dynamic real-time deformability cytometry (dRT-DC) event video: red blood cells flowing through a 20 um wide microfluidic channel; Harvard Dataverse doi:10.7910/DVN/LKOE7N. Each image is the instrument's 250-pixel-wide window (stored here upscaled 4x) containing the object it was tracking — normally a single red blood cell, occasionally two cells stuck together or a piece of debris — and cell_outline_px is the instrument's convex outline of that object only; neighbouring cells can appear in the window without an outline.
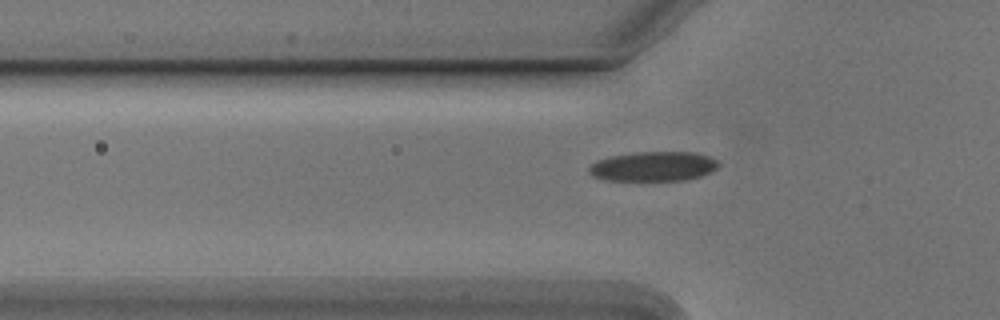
{"species": "Egyptian fruit bat (a non-hibernating species)", "species_latin": "Rousettus aegyptiacus", "temperature_condition": "cold", "stored_images_in_passage": 38, "camera_frame_rate_fps": 3000, "um_per_image_px": 0.085, "animal": {"sex": "male"}, "frame": {"image": 1, "passage_image": 5, "time_ms": 1.333, "image_size_px": [1000, 320], "cell_outline_px": [[720, 164], [716, 168], [700, 176], [684, 180], [608, 180], [592, 176], [588, 172], [588, 168], [596, 160], [612, 156], [636, 152], [696, 152], [708, 156], [716, 160]], "centroid_in_image_um": [55.52, 14.13], "position_along_channel_um": 70.3, "area_um2": 22.2}}
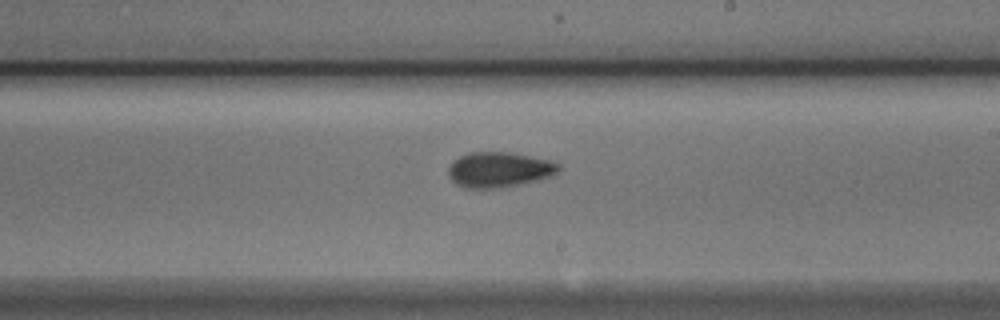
{"frame": {"image": 2, "passage_image": 19, "time_ms": 6.0, "image_size_px": [1000, 320], "cell_outline_px": [[560, 168], [552, 176], [540, 180], [500, 188], [464, 188], [456, 184], [448, 176], [448, 168], [452, 160], [468, 152], [512, 152], [552, 160], [560, 164]], "centroid_in_image_um": [42.43, 14.41], "position_along_channel_um": 246.6, "area_um2": 23.06}}
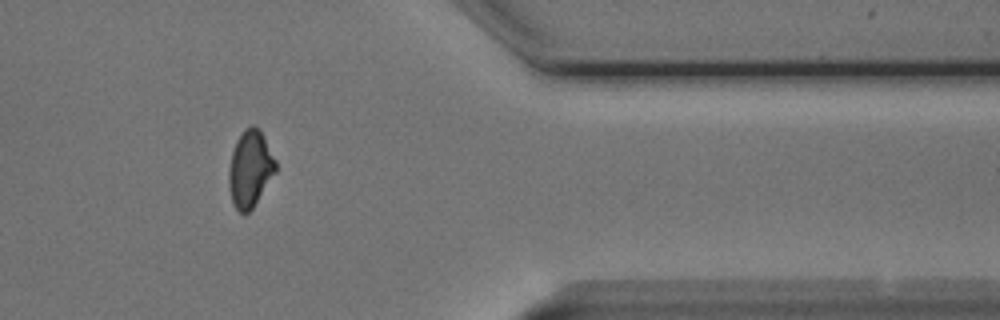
{"frame": {"image": 3, "passage_image": 32, "time_ms": 10.333, "image_size_px": [1000, 320], "cell_outline_px": [[276, 172], [252, 208], [244, 216], [236, 208], [232, 200], [228, 184], [228, 168], [232, 152], [236, 140], [244, 128], [252, 124], [260, 128], [276, 160]], "centroid_in_image_um": [21.25, 14.31], "position_along_channel_um": 390.1, "area_um2": 21.1}}